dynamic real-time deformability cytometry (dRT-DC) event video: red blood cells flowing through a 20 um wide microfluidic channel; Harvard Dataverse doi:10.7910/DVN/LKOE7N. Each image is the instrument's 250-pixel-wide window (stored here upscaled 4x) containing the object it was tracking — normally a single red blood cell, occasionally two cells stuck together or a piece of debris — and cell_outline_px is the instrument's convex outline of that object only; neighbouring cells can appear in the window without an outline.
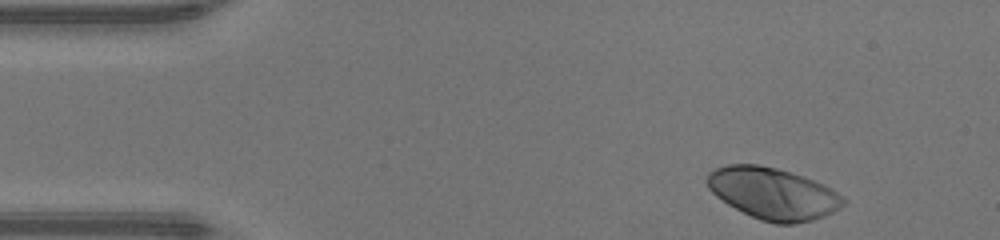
{"species": "human", "species_latin": "Homo sapiens", "temperature_condition": "warm", "stored_images_in_passage": 36, "camera_frame_rate_fps": 3000, "um_per_image_px": 0.085, "donor": {"sex": "male"}, "frame": {"image": 1, "passage_image": 1, "time_ms": 0.0, "image_size_px": [1000, 240], "cell_outline_px": [[848, 200], [840, 208], [824, 216], [812, 220], [792, 224], [776, 224], [760, 220], [728, 204], [716, 196], [708, 188], [704, 180], [708, 172], [716, 168], [728, 164], [760, 164], [792, 172], [804, 176], [824, 184], [832, 188], [844, 196]], "centroid_in_image_um": [65.72, 16.43], "position_along_channel_um": 19.3, "area_um2": 41.33}}
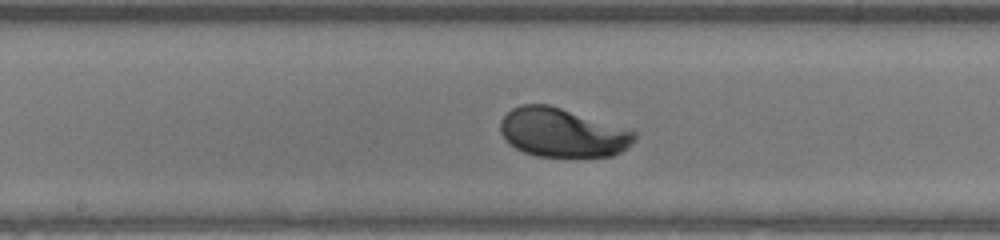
{"frame": {"image": 2, "passage_image": 20, "time_ms": 6.333, "image_size_px": [1000, 240], "cell_outline_px": [[636, 136], [632, 144], [628, 148], [612, 156], [536, 156], [524, 152], [508, 144], [500, 132], [500, 120], [512, 108], [520, 104], [548, 104], [636, 132]], "centroid_in_image_um": [47.76, 11.28], "position_along_channel_um": 200.4, "area_um2": 37.86}}
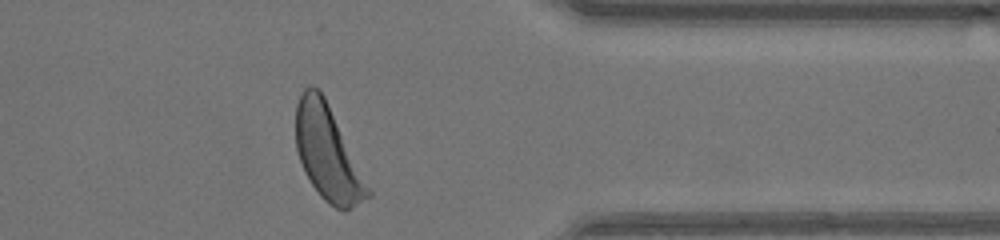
{"frame": {"image": 3, "passage_image": 34, "time_ms": 11.0, "image_size_px": [1000, 240], "cell_outline_px": [[372, 196], [352, 208], [344, 212], [328, 204], [320, 196], [304, 172], [296, 148], [296, 104], [304, 88], [308, 84], [312, 84], [320, 88], [372, 192]], "centroid_in_image_um": [27.84, 13.03], "position_along_channel_um": 383.6, "area_um2": 39.42}, "authors_computed_cell_mechanics": {"area_um2": 38.4081, "velocity_mm_per_s": 4.2777, "shape_relaxation_time_tau1_ms": 2.5322, "shape_relaxation_time_tau2_ms": null, "deformation_change_tau1": 0.1852, "deformation_change_tau2": null}}